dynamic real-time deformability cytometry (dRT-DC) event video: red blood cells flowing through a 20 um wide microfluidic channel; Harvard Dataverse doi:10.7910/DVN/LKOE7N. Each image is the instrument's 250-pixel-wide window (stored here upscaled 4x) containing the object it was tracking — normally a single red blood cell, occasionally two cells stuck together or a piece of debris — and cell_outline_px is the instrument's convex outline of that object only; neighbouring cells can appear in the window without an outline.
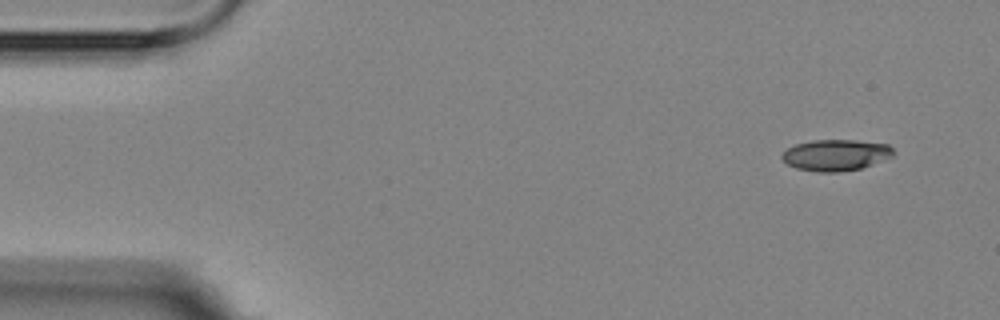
{"species": "Egyptian fruit bat (a non-hibernating species)", "species_latin": "Rousettus aegyptiacus", "temperature_condition": "room temperature", "stored_images_in_passage": 10, "camera_frame_rate_fps": 3000, "um_per_image_px": 0.085, "animal": {"sex": "female"}, "frame": {"image": 1, "passage_image": 1, "time_ms": 0.0, "image_size_px": [1000, 320], "cell_outline_px": [[896, 152], [892, 156], [872, 164], [860, 168], [840, 172], [816, 172], [796, 168], [788, 164], [780, 156], [788, 148], [796, 144], [812, 140], [856, 140], [888, 144]], "centroid_in_image_um": [71.05, 13.18], "position_along_channel_um": 14.0, "area_um2": 20.23}}
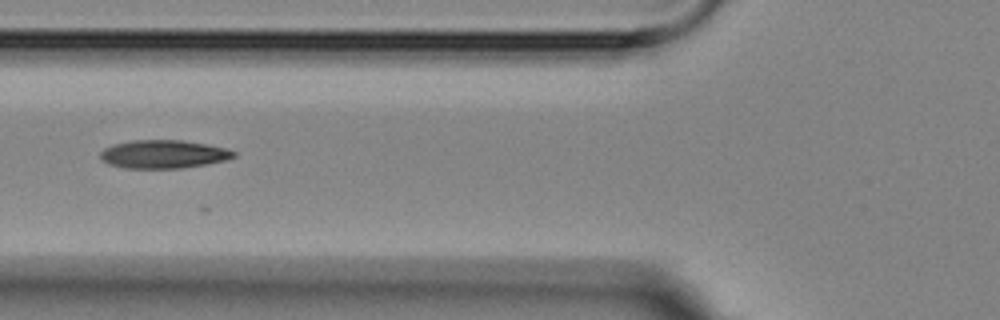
{"frame": {"image": 2, "passage_image": 6, "time_ms": 5.667, "image_size_px": [1000, 320], "cell_outline_px": [[236, 156], [228, 160], [180, 168], [124, 168], [108, 164], [100, 160], [100, 152], [104, 148], [112, 144], [132, 140], [184, 140], [224, 148], [236, 152]], "centroid_in_image_um": [13.85, 13.1], "position_along_channel_um": 112.0, "area_um2": 22.02}}
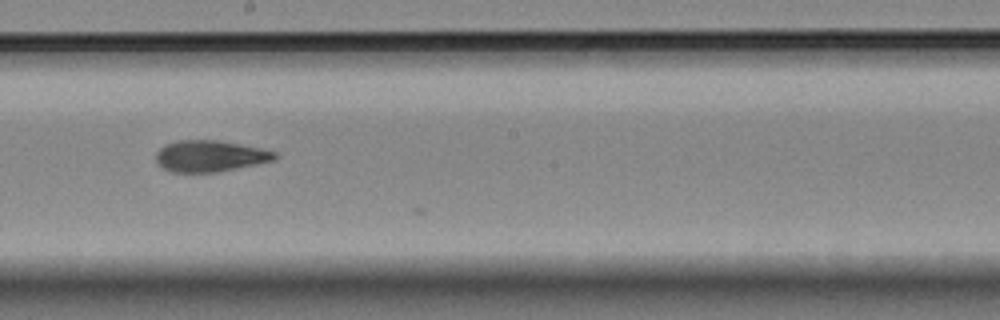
{"frame": {"image": 3, "passage_image": 9, "time_ms": 9.0, "image_size_px": [1000, 320], "cell_outline_px": [[280, 156], [276, 160], [216, 172], [172, 172], [156, 164], [156, 152], [160, 148], [176, 140], [220, 140], [260, 148], [276, 152]], "centroid_in_image_um": [17.86, 13.26], "position_along_channel_um": 230.3, "area_um2": 21.73}}